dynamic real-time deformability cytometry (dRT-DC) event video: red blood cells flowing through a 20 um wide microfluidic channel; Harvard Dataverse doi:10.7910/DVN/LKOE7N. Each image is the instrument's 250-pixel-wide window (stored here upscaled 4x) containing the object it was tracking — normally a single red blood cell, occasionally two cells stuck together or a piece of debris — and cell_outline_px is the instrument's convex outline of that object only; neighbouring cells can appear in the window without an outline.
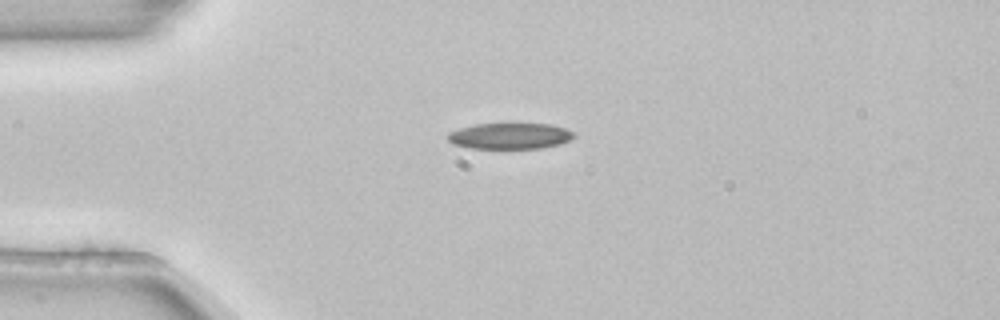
{"species": "common noctule bat (a hibernating species)", "species_latin": "Nyctalus noctula", "temperature_condition": "room temperature", "stored_images_in_passage": 4, "camera_frame_rate_fps": 3000, "um_per_image_px": 0.085, "animal": {"sex": "female", "body_mass_g": 22.7, "forearm_length_mm": 54.2}, "frame": {"image": 1, "passage_image": 1, "time_ms": 0.0, "image_size_px": [1000, 320], "cell_outline_px": [[576, 136], [560, 144], [540, 148], [468, 148], [452, 144], [448, 140], [448, 132], [460, 128], [476, 124], [552, 124], [576, 132]], "centroid_in_image_um": [43.35, 11.56], "position_along_channel_um": 41.7, "area_um2": 19.13}}